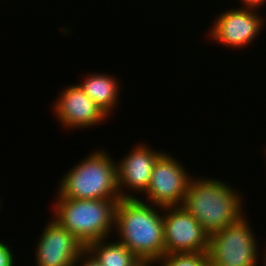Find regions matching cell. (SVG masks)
I'll list each match as a JSON object with an SVG mask.
<instances>
[{
  "label": "cell",
  "instance_id": "ba28073f",
  "mask_svg": "<svg viewBox=\"0 0 266 266\" xmlns=\"http://www.w3.org/2000/svg\"><path fill=\"white\" fill-rule=\"evenodd\" d=\"M229 10V11H228ZM212 22L210 40L231 48H243L259 35L264 27V19L253 8L228 9ZM258 14H257V12Z\"/></svg>",
  "mask_w": 266,
  "mask_h": 266
},
{
  "label": "cell",
  "instance_id": "5bb4252c",
  "mask_svg": "<svg viewBox=\"0 0 266 266\" xmlns=\"http://www.w3.org/2000/svg\"><path fill=\"white\" fill-rule=\"evenodd\" d=\"M158 263L161 266H210L208 252L164 254Z\"/></svg>",
  "mask_w": 266,
  "mask_h": 266
},
{
  "label": "cell",
  "instance_id": "8fae6325",
  "mask_svg": "<svg viewBox=\"0 0 266 266\" xmlns=\"http://www.w3.org/2000/svg\"><path fill=\"white\" fill-rule=\"evenodd\" d=\"M164 152L155 151L147 144H137L117 162V175L120 199L136 198V192L145 193L148 189L156 160ZM124 187V188H123ZM131 192H124L126 189ZM131 193V194H129Z\"/></svg>",
  "mask_w": 266,
  "mask_h": 266
},
{
  "label": "cell",
  "instance_id": "e0dca14e",
  "mask_svg": "<svg viewBox=\"0 0 266 266\" xmlns=\"http://www.w3.org/2000/svg\"><path fill=\"white\" fill-rule=\"evenodd\" d=\"M266 3V0H241L242 6L240 8H253L258 9L261 8L263 3Z\"/></svg>",
  "mask_w": 266,
  "mask_h": 266
},
{
  "label": "cell",
  "instance_id": "5b68a950",
  "mask_svg": "<svg viewBox=\"0 0 266 266\" xmlns=\"http://www.w3.org/2000/svg\"><path fill=\"white\" fill-rule=\"evenodd\" d=\"M244 214L209 237L210 266H257L258 244Z\"/></svg>",
  "mask_w": 266,
  "mask_h": 266
},
{
  "label": "cell",
  "instance_id": "ac0fdd59",
  "mask_svg": "<svg viewBox=\"0 0 266 266\" xmlns=\"http://www.w3.org/2000/svg\"><path fill=\"white\" fill-rule=\"evenodd\" d=\"M264 252H266V249L264 250ZM263 255H264L263 256L264 257L263 258V262H264V265L263 266H266V253H264Z\"/></svg>",
  "mask_w": 266,
  "mask_h": 266
},
{
  "label": "cell",
  "instance_id": "8992f818",
  "mask_svg": "<svg viewBox=\"0 0 266 266\" xmlns=\"http://www.w3.org/2000/svg\"><path fill=\"white\" fill-rule=\"evenodd\" d=\"M168 153L155 162L146 201L157 206H182L191 179L190 172Z\"/></svg>",
  "mask_w": 266,
  "mask_h": 266
},
{
  "label": "cell",
  "instance_id": "30bf717a",
  "mask_svg": "<svg viewBox=\"0 0 266 266\" xmlns=\"http://www.w3.org/2000/svg\"><path fill=\"white\" fill-rule=\"evenodd\" d=\"M36 246V266H75L84 246L67 229L50 219Z\"/></svg>",
  "mask_w": 266,
  "mask_h": 266
},
{
  "label": "cell",
  "instance_id": "52a82bcc",
  "mask_svg": "<svg viewBox=\"0 0 266 266\" xmlns=\"http://www.w3.org/2000/svg\"><path fill=\"white\" fill-rule=\"evenodd\" d=\"M165 254L208 252L209 235L183 206L163 207ZM167 213V214H166Z\"/></svg>",
  "mask_w": 266,
  "mask_h": 266
},
{
  "label": "cell",
  "instance_id": "4fadbf2b",
  "mask_svg": "<svg viewBox=\"0 0 266 266\" xmlns=\"http://www.w3.org/2000/svg\"><path fill=\"white\" fill-rule=\"evenodd\" d=\"M107 239L90 243L86 249L96 258L101 266H146L124 244Z\"/></svg>",
  "mask_w": 266,
  "mask_h": 266
},
{
  "label": "cell",
  "instance_id": "9a60e30c",
  "mask_svg": "<svg viewBox=\"0 0 266 266\" xmlns=\"http://www.w3.org/2000/svg\"><path fill=\"white\" fill-rule=\"evenodd\" d=\"M12 249L5 242L0 241V266H14L15 260Z\"/></svg>",
  "mask_w": 266,
  "mask_h": 266
},
{
  "label": "cell",
  "instance_id": "2e32d148",
  "mask_svg": "<svg viewBox=\"0 0 266 266\" xmlns=\"http://www.w3.org/2000/svg\"><path fill=\"white\" fill-rule=\"evenodd\" d=\"M82 263L80 266H101L96 258L85 248L77 258L75 266H79L78 263Z\"/></svg>",
  "mask_w": 266,
  "mask_h": 266
},
{
  "label": "cell",
  "instance_id": "6da1fadb",
  "mask_svg": "<svg viewBox=\"0 0 266 266\" xmlns=\"http://www.w3.org/2000/svg\"><path fill=\"white\" fill-rule=\"evenodd\" d=\"M152 205L140 198H123L115 210L114 230L119 237L116 241L124 244L146 266H155L165 254L163 207Z\"/></svg>",
  "mask_w": 266,
  "mask_h": 266
},
{
  "label": "cell",
  "instance_id": "7c38bea8",
  "mask_svg": "<svg viewBox=\"0 0 266 266\" xmlns=\"http://www.w3.org/2000/svg\"><path fill=\"white\" fill-rule=\"evenodd\" d=\"M101 73L88 74L83 82L78 85L109 117L115 109L114 107L119 103V87L121 86L118 80L115 79L116 77Z\"/></svg>",
  "mask_w": 266,
  "mask_h": 266
},
{
  "label": "cell",
  "instance_id": "9c48e42d",
  "mask_svg": "<svg viewBox=\"0 0 266 266\" xmlns=\"http://www.w3.org/2000/svg\"><path fill=\"white\" fill-rule=\"evenodd\" d=\"M63 90L53 105V114L58 122L63 124L62 127L86 129L97 126L108 118L78 84L70 85Z\"/></svg>",
  "mask_w": 266,
  "mask_h": 266
},
{
  "label": "cell",
  "instance_id": "3957f363",
  "mask_svg": "<svg viewBox=\"0 0 266 266\" xmlns=\"http://www.w3.org/2000/svg\"><path fill=\"white\" fill-rule=\"evenodd\" d=\"M53 219L71 232L85 248L95 241L108 239L115 223L120 199L56 198Z\"/></svg>",
  "mask_w": 266,
  "mask_h": 266
},
{
  "label": "cell",
  "instance_id": "277c9868",
  "mask_svg": "<svg viewBox=\"0 0 266 266\" xmlns=\"http://www.w3.org/2000/svg\"><path fill=\"white\" fill-rule=\"evenodd\" d=\"M107 153L96 150L69 169L56 198L120 199L117 163Z\"/></svg>",
  "mask_w": 266,
  "mask_h": 266
},
{
  "label": "cell",
  "instance_id": "7a4b0ae2",
  "mask_svg": "<svg viewBox=\"0 0 266 266\" xmlns=\"http://www.w3.org/2000/svg\"><path fill=\"white\" fill-rule=\"evenodd\" d=\"M202 178L191 177L182 206L211 236L243 216V196L222 180Z\"/></svg>",
  "mask_w": 266,
  "mask_h": 266
}]
</instances>
